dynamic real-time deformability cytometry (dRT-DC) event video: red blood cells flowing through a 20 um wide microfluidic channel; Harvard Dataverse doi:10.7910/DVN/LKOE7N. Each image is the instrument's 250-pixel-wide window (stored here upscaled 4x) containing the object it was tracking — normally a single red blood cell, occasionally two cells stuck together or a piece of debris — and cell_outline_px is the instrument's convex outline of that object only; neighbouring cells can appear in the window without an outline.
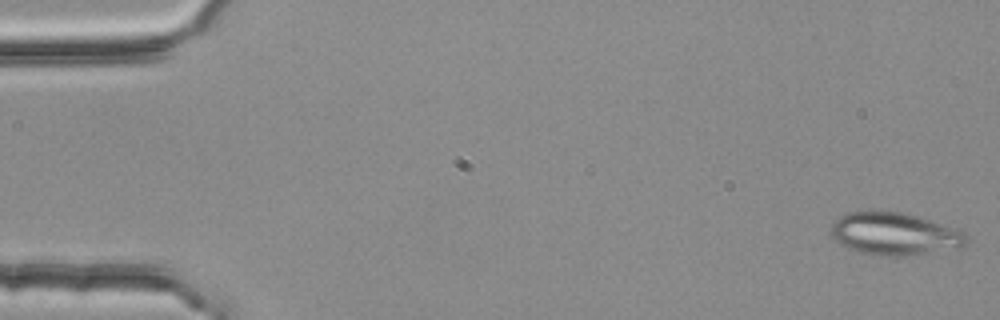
{"species": "common noctule bat (a hibernating species)", "species_latin": "Nyctalus noctula", "temperature_condition": "room temperature", "stored_images_in_passage": 5, "camera_frame_rate_fps": 3000, "um_per_image_px": 0.085, "animal": {"sex": "female", "body_mass_g": 25.1}, "frame": {"image": 1, "passage_image": 1, "time_ms": 0.0, "image_size_px": [1000, 320], "cell_outline_px": [[968, 240], [960, 248], [916, 256], [876, 256], [856, 252], [840, 244], [832, 236], [832, 224], [840, 216], [848, 212], [904, 212], [964, 232], [968, 236]], "centroid_in_image_um": [76.05, 19.92], "position_along_channel_um": 9.0, "area_um2": 33.58}}